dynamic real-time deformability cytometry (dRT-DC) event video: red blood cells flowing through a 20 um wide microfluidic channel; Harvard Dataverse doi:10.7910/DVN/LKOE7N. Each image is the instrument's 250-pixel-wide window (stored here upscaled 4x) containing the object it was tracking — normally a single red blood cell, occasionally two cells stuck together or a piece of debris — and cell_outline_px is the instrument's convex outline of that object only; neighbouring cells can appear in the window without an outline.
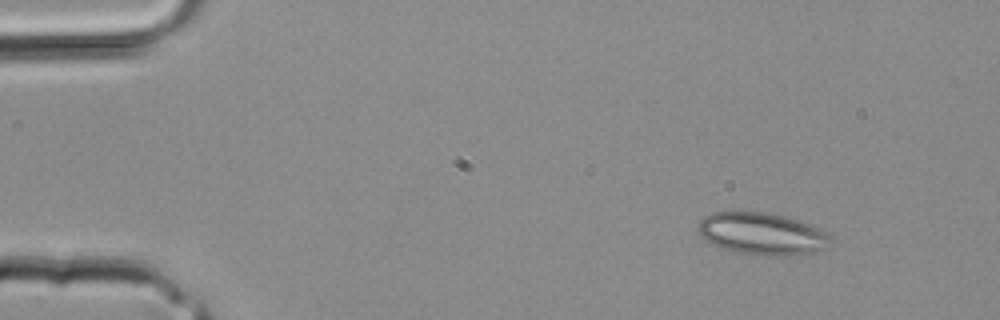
{"species": "common noctule bat (a hibernating species)", "species_latin": "Nyctalus noctula", "temperature_condition": "room temperature", "stored_images_in_passage": 3, "segment_of_instrument_passage": [2, 2], "camera_frame_rate_fps": 3000, "um_per_image_px": 0.085, "animal": {"sex": "male", "body_mass_g": 20.4}, "frame": {"image": 1, "passage_image": 3, "time_ms": 0.667, "image_size_px": [1000, 320], "cell_outline_px": [[828, 248], [816, 252], [784, 256], [752, 256], [728, 252], [712, 244], [696, 228], [700, 220], [704, 216], [712, 212], [768, 212], [784, 216], [812, 224], [820, 228], [828, 236]], "centroid_in_image_um": [64.75, 19.89], "position_along_channel_um": 20.3, "area_um2": 32.95}}